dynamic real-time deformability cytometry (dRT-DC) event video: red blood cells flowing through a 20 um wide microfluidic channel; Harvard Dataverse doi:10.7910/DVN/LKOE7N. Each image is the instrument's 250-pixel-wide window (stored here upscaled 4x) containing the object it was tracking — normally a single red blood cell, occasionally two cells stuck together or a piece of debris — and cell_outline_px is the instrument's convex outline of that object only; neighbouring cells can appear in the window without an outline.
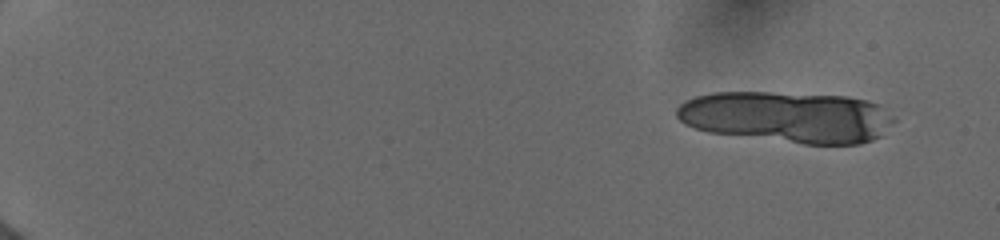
{"species": "human", "species_latin": "Homo sapiens", "temperature_condition": "cold", "stored_images_in_passage": 16, "camera_frame_rate_fps": 3000, "um_per_image_px": 0.085, "donor": {"sex": "female"}, "frame": {"image": 1, "passage_image": 4, "time_ms": 1.333, "image_size_px": [1000, 240], "cell_outline_px": [[880, 136], [872, 140], [860, 144], [804, 144], [708, 132], [684, 124], [676, 116], [676, 108], [684, 100], [696, 96], [712, 92], [772, 92], [848, 96], [864, 100], [876, 104]], "centroid_in_image_um": [66.59, 9.93], "position_along_channel_um": 18.4, "area_um2": 62.89}}